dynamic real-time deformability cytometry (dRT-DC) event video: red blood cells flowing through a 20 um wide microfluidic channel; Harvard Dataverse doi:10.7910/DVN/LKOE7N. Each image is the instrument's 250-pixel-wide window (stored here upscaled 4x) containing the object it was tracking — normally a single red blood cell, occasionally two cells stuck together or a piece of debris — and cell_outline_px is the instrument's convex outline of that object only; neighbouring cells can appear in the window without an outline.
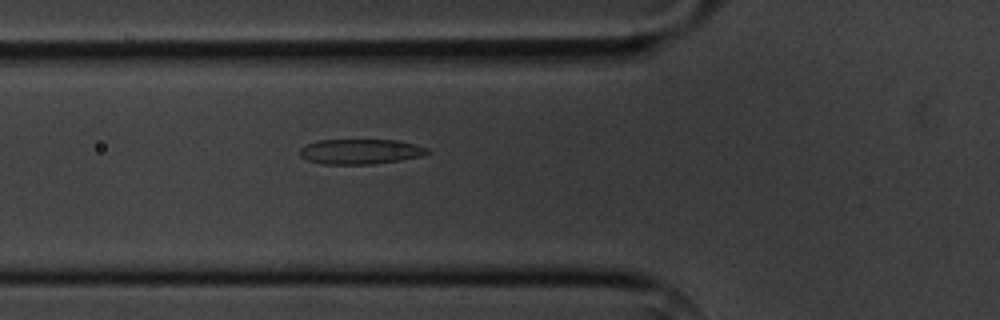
{"species": "common noctule bat (a hibernating species)", "species_latin": "Nyctalus noctula", "temperature_condition": "cold", "stored_images_in_passage": 2, "camera_frame_rate_fps": 3000, "um_per_image_px": 0.085, "animal": {"sex": "male", "body_mass_g": 20.1, "forearm_length_mm": 53.5}, "frame": {"image": 1, "passage_image": 2, "time_ms": 1.0, "image_size_px": [1000, 320], "cell_outline_px": [[428, 152], [420, 156], [400, 160], [372, 164], [320, 164], [308, 160], [300, 156], [300, 148], [304, 144], [316, 140], [400, 140], [416, 144], [428, 148]], "centroid_in_image_um": [30.59, 12.87], "position_along_channel_um": 95.2, "area_um2": 18.73}}